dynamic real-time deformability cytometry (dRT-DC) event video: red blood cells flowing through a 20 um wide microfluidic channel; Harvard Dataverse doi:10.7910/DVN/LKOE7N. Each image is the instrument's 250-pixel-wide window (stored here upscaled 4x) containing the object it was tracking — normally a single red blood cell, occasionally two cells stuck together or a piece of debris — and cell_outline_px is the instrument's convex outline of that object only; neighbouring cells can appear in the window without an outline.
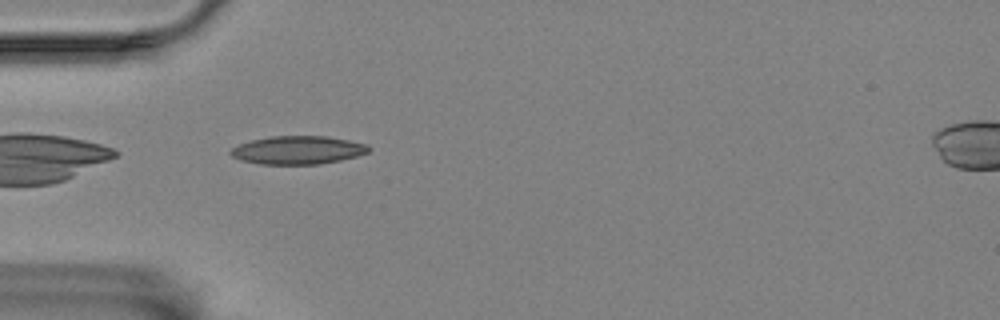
{"species": "Egyptian fruit bat (a non-hibernating species)", "species_latin": "Rousettus aegyptiacus", "temperature_condition": "room temperature", "stored_images_in_passage": 40, "camera_frame_rate_fps": 3000, "um_per_image_px": 0.085, "animal": {"sex": "female"}, "frame": {"image": 1, "passage_image": 1, "time_ms": 0.0, "image_size_px": [1000, 320], "cell_outline_px": [[372, 148], [368, 152], [356, 156], [340, 160], [320, 164], [260, 164], [240, 160], [232, 156], [228, 152], [232, 148], [240, 144], [252, 140], [272, 136], [328, 136], [368, 144]], "centroid_in_image_um": [25.33, 12.75], "position_along_channel_um": 59.7, "area_um2": 22.72}}
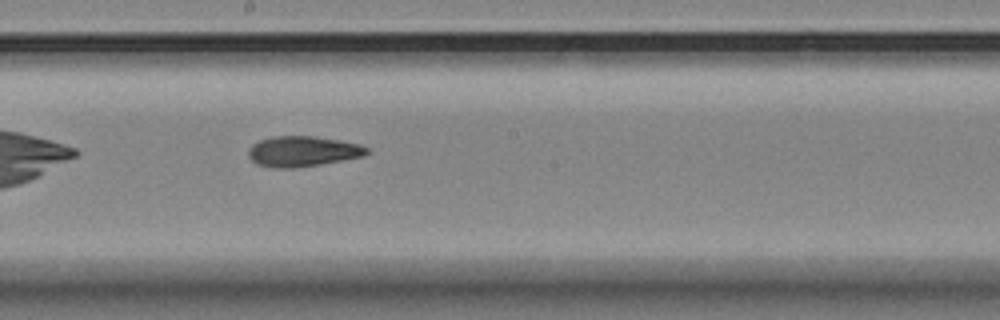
{"frame": {"image": 2, "passage_image": 15, "time_ms": 4.667, "image_size_px": [1000, 320], "cell_outline_px": [[368, 152], [364, 156], [320, 164], [292, 168], [272, 168], [256, 164], [248, 156], [248, 148], [252, 144], [260, 140], [272, 136], [316, 136], [340, 140], [360, 144], [368, 148]], "centroid_in_image_um": [25.7, 12.86], "position_along_channel_um": 222.5, "area_um2": 21.1}}
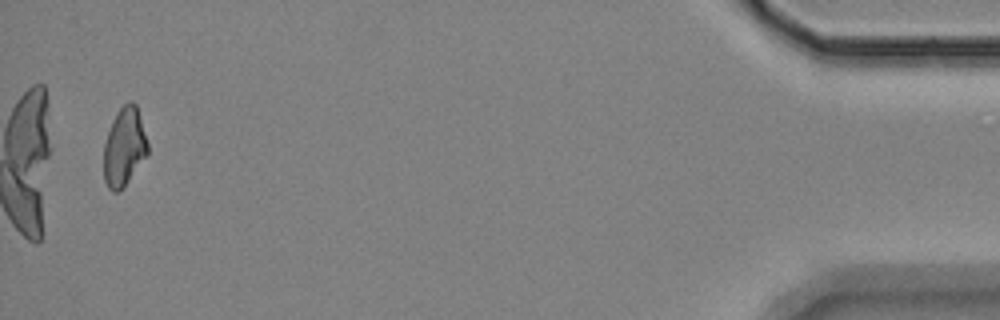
{"frame": {"image": 3, "passage_image": 39, "time_ms": 12.667, "image_size_px": [1000, 320], "cell_outline_px": [[148, 152], [128, 180], [116, 192], [112, 192], [108, 188], [104, 180], [104, 144], [112, 120], [116, 112], [128, 100], [132, 100], [136, 104], [148, 144]], "centroid_in_image_um": [10.54, 12.44], "position_along_channel_um": 424.7, "area_um2": 19.71}, "authors_computed_cell_mechanics": {"area_um2": 20.8658, "velocity_mm_per_s": 3.5342, "shape_relaxation_time_tau1_ms": null, "shape_relaxation_time_tau2_ms": 4.8924, "deformation_change_tau1": null, "deformation_change_tau2": 0.1204}}